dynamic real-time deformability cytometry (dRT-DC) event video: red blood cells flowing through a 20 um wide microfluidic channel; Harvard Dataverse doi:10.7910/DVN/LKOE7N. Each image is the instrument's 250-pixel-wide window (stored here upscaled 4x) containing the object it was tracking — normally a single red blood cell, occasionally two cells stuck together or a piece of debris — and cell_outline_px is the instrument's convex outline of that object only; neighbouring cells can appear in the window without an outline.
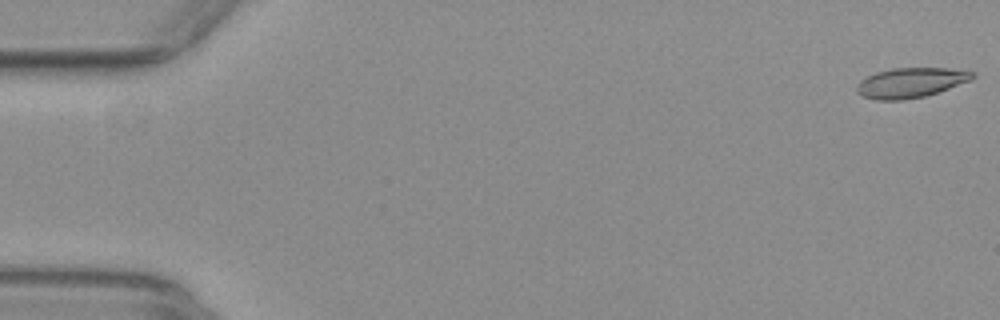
{"species": "common noctule bat (a hibernating species)", "species_latin": "Nyctalus noctula", "temperature_condition": "warm", "stored_images_in_passage": 54, "camera_frame_rate_fps": 3000, "um_per_image_px": 0.085, "animal": {"sex": "female", "body_mass_g": 29.2, "forearm_length_mm": 56.3}, "frame": {"image": 1, "passage_image": 1, "time_ms": 0.0, "image_size_px": [1000, 320], "cell_outline_px": [[976, 76], [972, 80], [924, 96], [904, 100], [876, 100], [864, 96], [856, 92], [856, 84], [860, 80], [876, 72], [892, 68], [948, 68], [976, 72]], "centroid_in_image_um": [77.4, 7.02], "position_along_channel_um": 7.6, "area_um2": 20.17}}
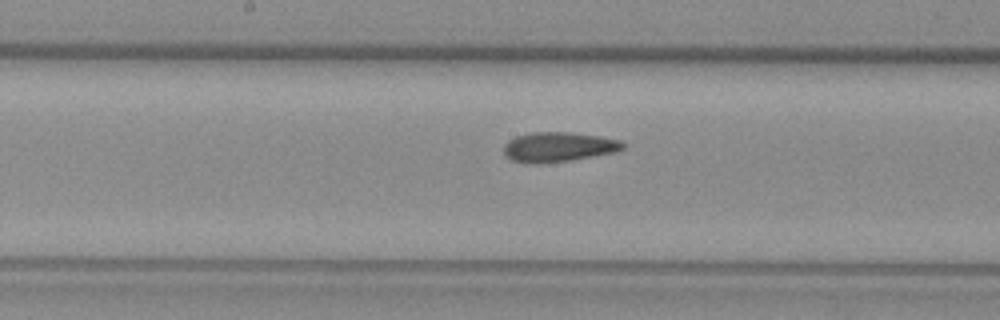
{"frame": {"image": 2, "passage_image": 28, "time_ms": 9.0, "image_size_px": [1000, 320], "cell_outline_px": [[624, 148], [616, 152], [572, 160], [540, 164], [528, 164], [512, 160], [504, 156], [504, 144], [508, 140], [516, 136], [528, 132], [568, 132], [600, 136], [620, 140], [624, 144]], "centroid_in_image_um": [47.43, 12.5], "position_along_channel_um": 200.8, "area_um2": 20.92}}
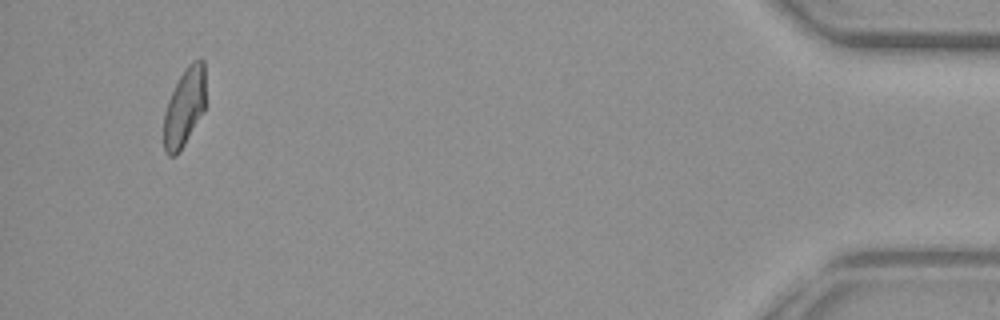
{"frame": {"image": 3, "passage_image": 51, "time_ms": 16.667, "image_size_px": [1000, 320], "cell_outline_px": [[204, 108], [180, 152], [176, 156], [168, 156], [164, 152], [164, 112], [168, 100], [180, 76], [188, 64], [192, 60], [200, 56], [204, 60]], "centroid_in_image_um": [15.65, 9.1], "position_along_channel_um": 419.5, "area_um2": 18.9}, "authors_computed_cell_mechanics": {"area_um2": 20.3745, "velocity_mm_per_s": 3.8971, "shape_relaxation_time_tau1_ms": null, "shape_relaxation_time_tau2_ms": 1.6589, "deformation_change_tau1": null, "deformation_change_tau2": 0.0873}}